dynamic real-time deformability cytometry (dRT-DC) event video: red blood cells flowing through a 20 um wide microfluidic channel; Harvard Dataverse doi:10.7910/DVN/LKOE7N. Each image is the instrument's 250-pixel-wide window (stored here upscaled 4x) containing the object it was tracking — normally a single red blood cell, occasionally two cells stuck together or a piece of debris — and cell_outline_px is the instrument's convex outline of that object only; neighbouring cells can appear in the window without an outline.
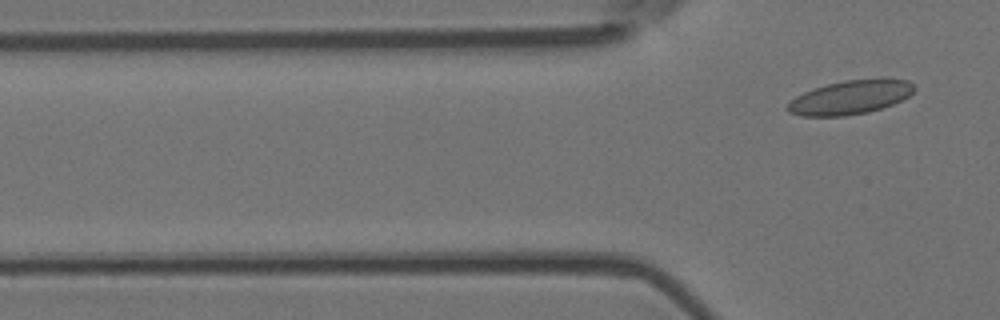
{"species": "Egyptian fruit bat (a non-hibernating species)", "species_latin": "Rousettus aegyptiacus", "temperature_condition": "room temperature", "stored_images_in_passage": 5, "segment_of_instrument_passage": [2, 2], "camera_frame_rate_fps": 3000, "um_per_image_px": 0.085, "animal": {"sex": "female"}, "frame": {"image": 1, "passage_image": 5, "time_ms": 1.333, "image_size_px": [1000, 320], "cell_outline_px": [[916, 88], [908, 96], [892, 104], [868, 112], [844, 116], [804, 116], [788, 112], [784, 108], [796, 96], [804, 92], [828, 84], [844, 80], [908, 80]], "centroid_in_image_um": [72.22, 8.3], "position_along_channel_um": 53.6, "area_um2": 24.39}}